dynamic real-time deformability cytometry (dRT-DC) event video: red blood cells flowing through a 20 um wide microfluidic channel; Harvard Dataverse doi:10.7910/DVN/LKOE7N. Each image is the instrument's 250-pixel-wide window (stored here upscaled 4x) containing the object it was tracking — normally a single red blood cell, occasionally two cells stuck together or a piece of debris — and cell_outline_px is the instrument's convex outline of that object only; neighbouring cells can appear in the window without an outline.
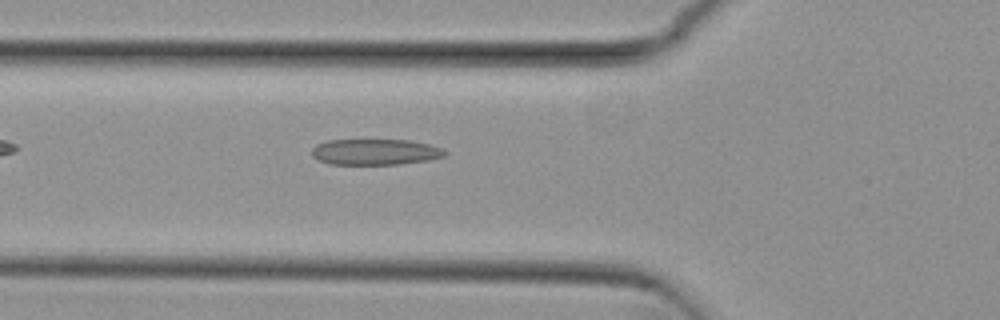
{"species": "common noctule bat (a hibernating species)", "species_latin": "Nyctalus noctula", "temperature_condition": "cold", "stored_images_in_passage": 38, "camera_frame_rate_fps": 3000, "um_per_image_px": 0.085, "animal": {"sex": "female", "body_mass_g": 29.2, "forearm_length_mm": 56.3}, "frame": {"image": 1, "passage_image": 4, "time_ms": 1.0, "image_size_px": [1000, 320], "cell_outline_px": [[448, 152], [444, 156], [428, 160], [400, 164], [328, 164], [312, 156], [312, 148], [316, 144], [328, 140], [412, 140], [444, 148]], "centroid_in_image_um": [31.91, 12.91], "position_along_channel_um": 93.9, "area_um2": 20.17}}
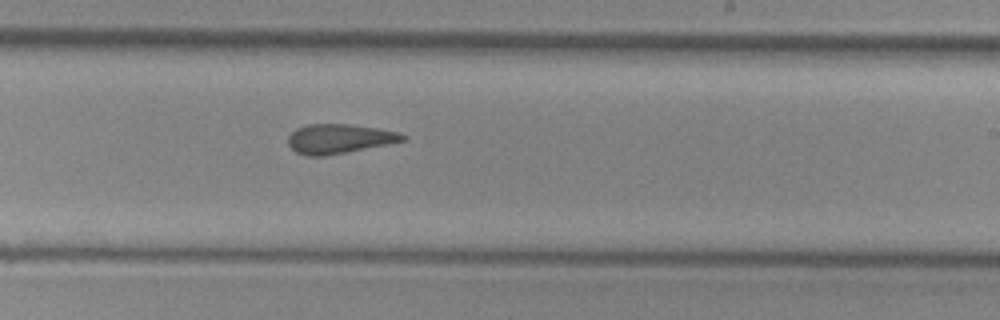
{"frame": {"image": 2, "passage_image": 17, "time_ms": 5.333, "image_size_px": [1000, 320], "cell_outline_px": [[408, 140], [348, 152], [324, 156], [308, 156], [296, 152], [288, 144], [288, 136], [296, 128], [308, 124], [352, 124], [380, 128], [400, 132], [408, 136]], "centroid_in_image_um": [28.88, 11.79], "position_along_channel_um": 260.1, "area_um2": 19.94}}
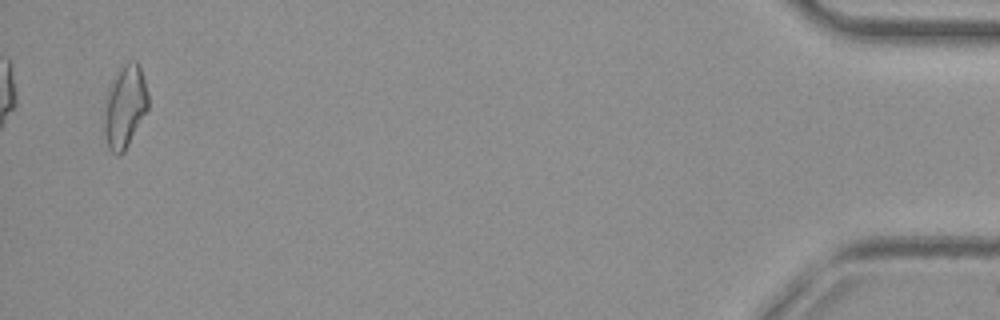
{"frame": {"image": 3, "passage_image": 37, "time_ms": 12.0, "image_size_px": [1000, 320], "cell_outline_px": [[148, 108], [124, 152], [120, 156], [116, 156], [108, 148], [104, 136], [104, 100], [108, 88], [124, 64], [128, 60], [136, 60], [140, 64], [148, 92]], "centroid_in_image_um": [10.6, 9.07], "position_along_channel_um": 424.6, "area_um2": 21.33}, "authors_computed_cell_mechanics": {"area_um2": 19.9699, "velocity_mm_per_s": 3.8285, "shape_relaxation_time_tau1_ms": null, "shape_relaxation_time_tau2_ms": 2.6184, "deformation_change_tau1": null, "deformation_change_tau2": 0.1228}}